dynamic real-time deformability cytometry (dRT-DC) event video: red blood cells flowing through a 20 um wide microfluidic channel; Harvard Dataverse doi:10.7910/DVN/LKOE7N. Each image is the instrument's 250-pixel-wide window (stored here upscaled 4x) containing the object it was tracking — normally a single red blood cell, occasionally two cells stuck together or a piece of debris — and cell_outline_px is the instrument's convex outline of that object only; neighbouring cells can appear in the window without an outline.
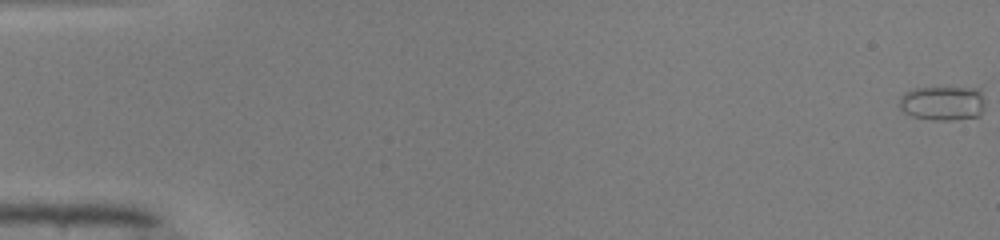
{"species": "common noctule bat (a hibernating species)", "species_latin": "Nyctalus noctula", "temperature_condition": "warm", "stored_images_in_passage": 24, "camera_frame_rate_fps": 3000, "um_per_image_px": 0.085, "animal": {"sex": "male", "body_mass_g": 19.0, "forearm_length_mm": 50.8}, "frame": {"image": 1, "passage_image": 1, "time_ms": 0.0, "image_size_px": [1000, 240], "cell_outline_px": [[984, 108], [980, 116], [952, 120], [932, 120], [912, 116], [904, 112], [900, 108], [900, 96], [904, 92], [912, 88], [948, 84], [980, 88], [984, 104]], "centroid_in_image_um": [80.14, 8.7], "position_along_channel_um": 4.9, "area_um2": 18.32}}
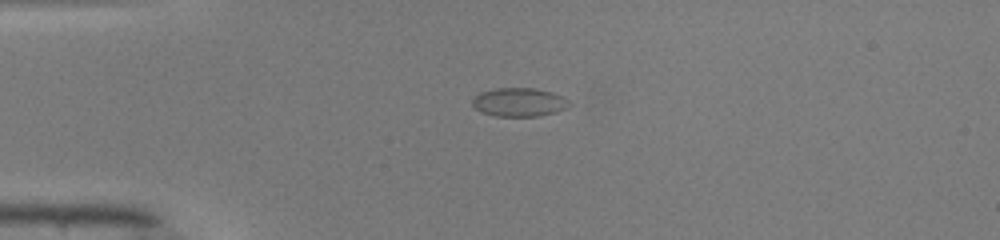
{"frame": {"image": 2, "passage_image": 14, "time_ms": 4.333, "image_size_px": [1000, 240], "cell_outline_px": [[572, 104], [556, 112], [536, 116], [496, 116], [480, 112], [472, 104], [472, 100], [480, 92], [496, 88], [536, 88], [552, 92], [568, 100]], "centroid_in_image_um": [44.11, 8.68], "position_along_channel_um": 40.9, "area_um2": 16.07}}
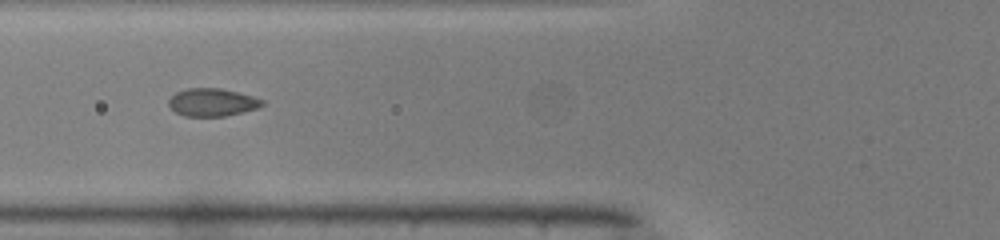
{"frame": {"image": 3, "passage_image": 21, "time_ms": 6.667, "image_size_px": [1000, 240], "cell_outline_px": [[264, 104], [256, 108], [224, 116], [184, 116], [176, 112], [168, 104], [168, 100], [176, 92], [188, 88], [220, 88], [252, 96], [264, 100]], "centroid_in_image_um": [18.01, 8.69], "position_along_channel_um": 107.8, "area_um2": 14.91}}